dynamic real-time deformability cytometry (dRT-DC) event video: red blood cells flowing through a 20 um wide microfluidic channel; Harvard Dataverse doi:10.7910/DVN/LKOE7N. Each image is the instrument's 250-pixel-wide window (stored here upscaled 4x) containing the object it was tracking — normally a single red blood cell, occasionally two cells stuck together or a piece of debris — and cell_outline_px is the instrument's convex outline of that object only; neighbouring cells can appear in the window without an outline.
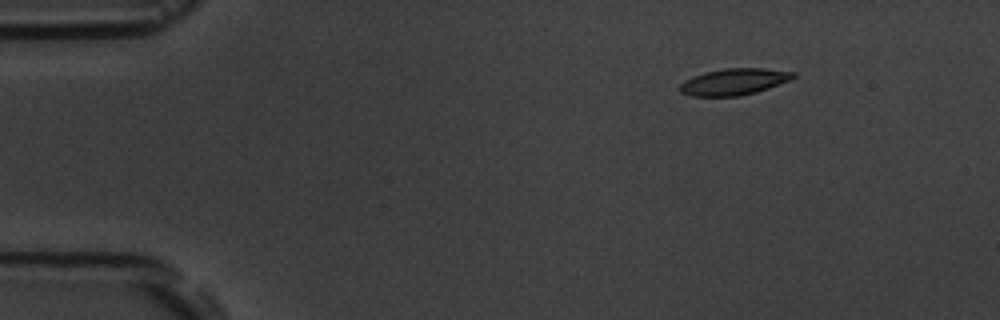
{"species": "common noctule bat (a hibernating species)", "species_latin": "Nyctalus noctula", "temperature_condition": "room temperature", "stored_images_in_passage": 5, "camera_frame_rate_fps": 3000, "um_per_image_px": 0.085, "animal": {"sex": "male", "body_mass_g": 19.5, "forearm_length_mm": 54.6}, "frame": {"image": 1, "passage_image": 1, "time_ms": 0.0, "image_size_px": [1000, 320], "cell_outline_px": [[796, 76], [788, 80], [768, 88], [756, 92], [740, 96], [692, 96], [680, 92], [676, 88], [684, 80], [692, 76], [704, 72], [724, 68], [764, 68], [796, 72]], "centroid_in_image_um": [62.33, 6.94], "position_along_channel_um": 22.7, "area_um2": 17.63}}
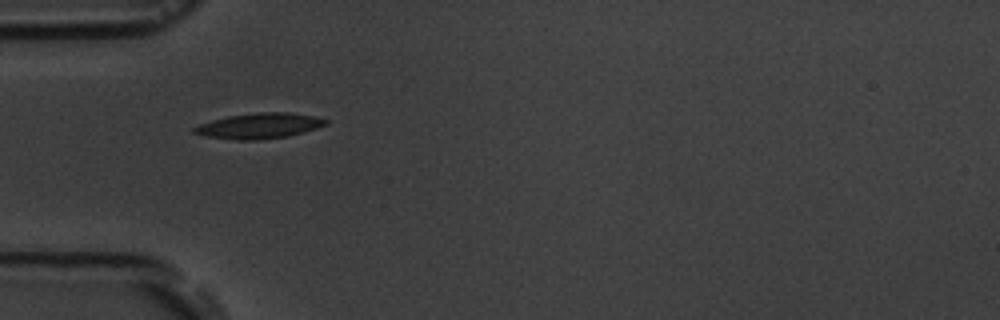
{"frame": {"image": 2, "passage_image": 4, "time_ms": 3.333, "image_size_px": [1000, 320], "cell_outline_px": [[328, 124], [316, 128], [288, 136], [260, 140], [236, 140], [204, 136], [192, 132], [192, 128], [200, 124], [212, 120], [228, 116], [256, 112], [288, 112], [312, 116], [328, 120]], "centroid_in_image_um": [22.0, 10.7], "position_along_channel_um": 63.0, "area_um2": 19.48}}
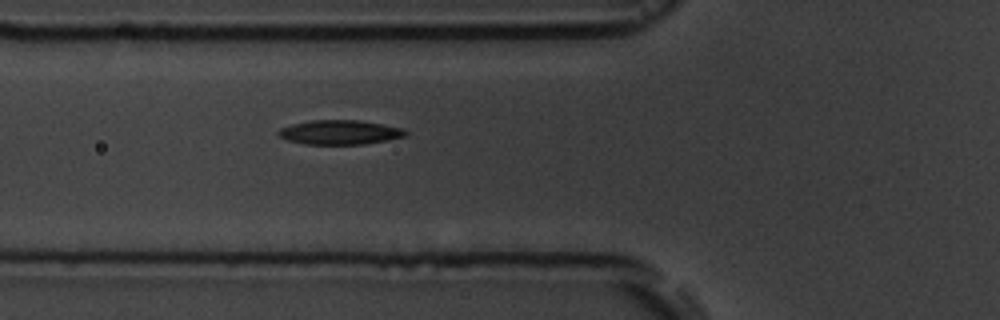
{"frame": {"image": 3, "passage_image": 5, "time_ms": 4.333, "image_size_px": [1000, 320], "cell_outline_px": [[408, 136], [364, 144], [304, 144], [288, 140], [280, 136], [276, 132], [280, 128], [292, 124], [312, 120], [360, 120], [404, 128], [408, 132]], "centroid_in_image_um": [28.91, 11.24], "position_along_channel_um": 96.9, "area_um2": 18.09}}